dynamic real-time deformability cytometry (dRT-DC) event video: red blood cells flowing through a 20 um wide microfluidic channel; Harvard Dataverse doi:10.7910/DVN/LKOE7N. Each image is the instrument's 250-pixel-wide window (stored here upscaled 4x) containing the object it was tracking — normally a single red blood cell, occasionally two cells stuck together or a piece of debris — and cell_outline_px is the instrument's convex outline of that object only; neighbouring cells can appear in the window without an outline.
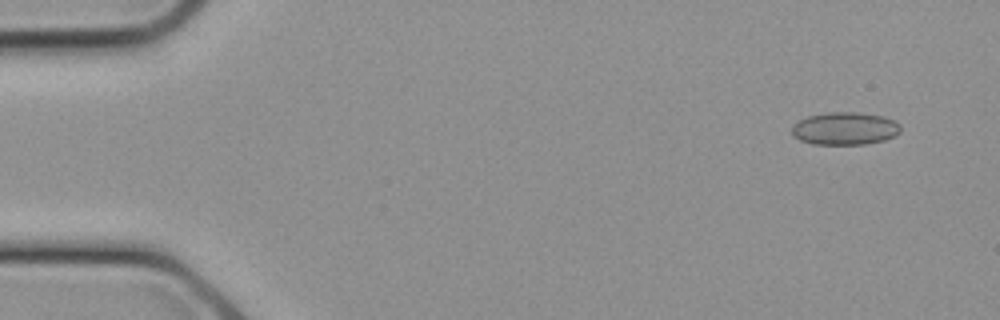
{"species": "common noctule bat (a hibernating species)", "species_latin": "Nyctalus noctula", "temperature_condition": "cold", "stored_images_in_passage": 27, "camera_frame_rate_fps": 3000, "um_per_image_px": 0.085, "animal": {"sex": "female", "body_mass_g": 21.9}, "frame": {"image": 1, "passage_image": 2, "time_ms": 0.333, "image_size_px": [1000, 320], "cell_outline_px": [[900, 132], [896, 136], [884, 140], [864, 144], [812, 144], [800, 140], [792, 136], [792, 128], [800, 120], [808, 116], [828, 112], [860, 112], [884, 116], [900, 124]], "centroid_in_image_um": [71.84, 10.92], "position_along_channel_um": 13.2, "area_um2": 20.75}}
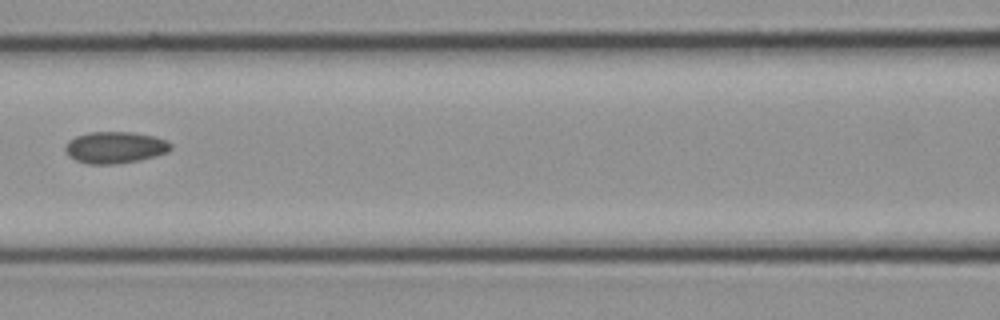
{"frame": {"image": 2, "passage_image": 12, "time_ms": 3.667, "image_size_px": [1000, 320], "cell_outline_px": [[172, 148], [168, 152], [156, 156], [140, 160], [112, 164], [88, 164], [76, 160], [68, 156], [64, 148], [64, 144], [68, 140], [76, 136], [88, 132], [132, 132], [152, 136], [168, 140], [172, 144]], "centroid_in_image_um": [9.77, 12.53], "position_along_channel_um": 156.8, "area_um2": 19.65}}
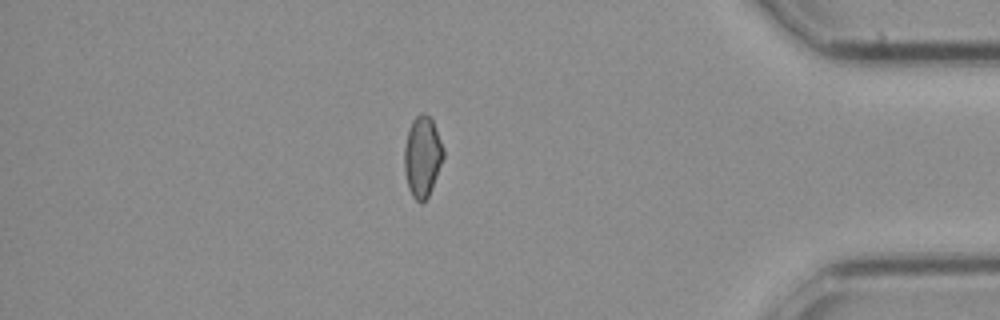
{"frame": {"image": 3, "passage_image": 23, "time_ms": 7.333, "image_size_px": [1000, 320], "cell_outline_px": [[444, 156], [432, 188], [428, 196], [420, 204], [412, 196], [408, 188], [404, 172], [404, 148], [408, 132], [412, 120], [420, 112], [424, 112], [432, 120], [444, 148]], "centroid_in_image_um": [35.89, 13.31], "position_along_channel_um": 399.3, "area_um2": 18.38}}